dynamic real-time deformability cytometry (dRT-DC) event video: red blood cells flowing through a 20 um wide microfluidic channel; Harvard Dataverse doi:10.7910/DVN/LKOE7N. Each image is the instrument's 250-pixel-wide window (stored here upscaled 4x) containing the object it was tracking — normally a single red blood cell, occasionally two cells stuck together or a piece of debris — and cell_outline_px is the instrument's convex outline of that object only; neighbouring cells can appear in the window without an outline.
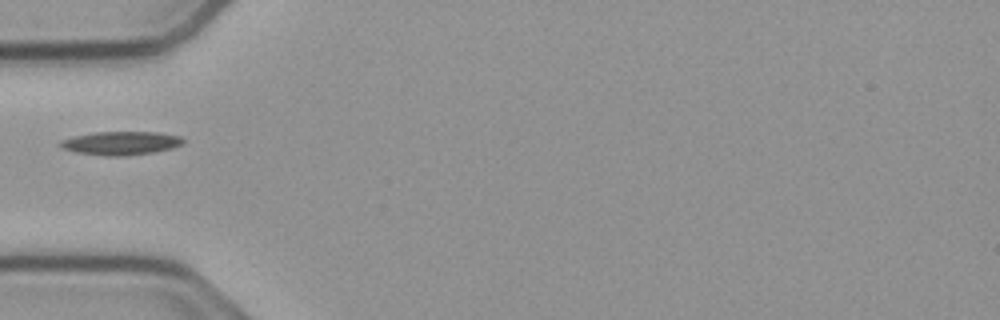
{"species": "common noctule bat (a hibernating species)", "species_latin": "Nyctalus noctula", "temperature_condition": "cold", "stored_images_in_passage": 30, "camera_frame_rate_fps": 3000, "um_per_image_px": 0.085, "animal": {"sex": "male", "body_mass_g": 23.1, "forearm_length_mm": 52.7}, "frame": {"image": 1, "passage_image": 1, "time_ms": 0.0, "image_size_px": [1000, 320], "cell_outline_px": [[184, 144], [172, 148], [152, 152], [120, 156], [108, 156], [76, 152], [64, 148], [56, 144], [60, 140], [72, 136], [92, 132], [156, 132], [180, 136], [184, 140]], "centroid_in_image_um": [10.24, 12.15], "position_along_channel_um": 74.8, "area_um2": 16.82}}
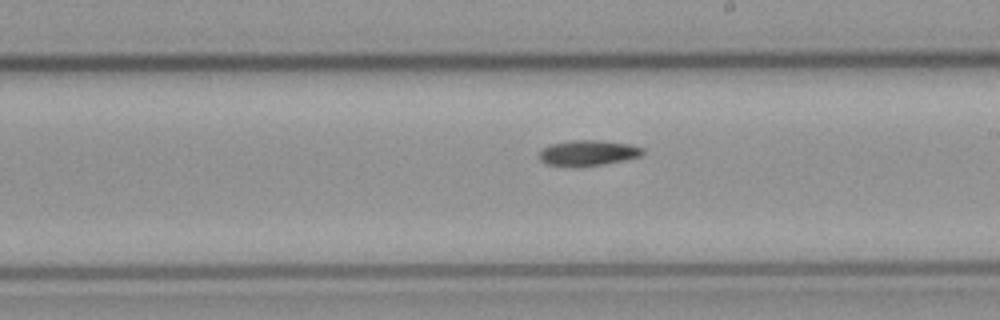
{"frame": {"image": 2, "passage_image": 14, "time_ms": 4.333, "image_size_px": [1000, 320], "cell_outline_px": [[644, 152], [640, 156], [624, 160], [600, 164], [548, 164], [540, 160], [540, 152], [544, 148], [552, 144], [572, 140], [600, 140], [628, 144], [644, 148]], "centroid_in_image_um": [50.04, 12.95], "position_along_channel_um": 239.0, "area_um2": 14.57}}
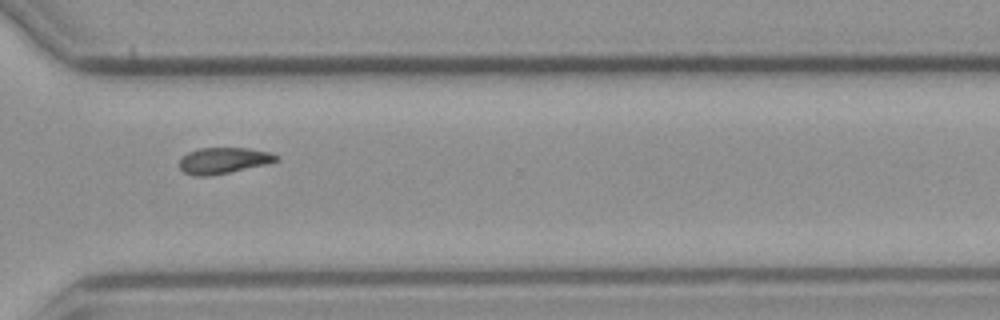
{"frame": {"image": 3, "passage_image": 23, "time_ms": 7.333, "image_size_px": [1000, 320], "cell_outline_px": [[280, 160], [268, 164], [208, 176], [196, 176], [184, 172], [180, 168], [180, 160], [188, 152], [200, 148], [248, 148], [272, 152], [280, 156]], "centroid_in_image_um": [19.06, 13.63], "position_along_channel_um": 351.5, "area_um2": 14.74}}